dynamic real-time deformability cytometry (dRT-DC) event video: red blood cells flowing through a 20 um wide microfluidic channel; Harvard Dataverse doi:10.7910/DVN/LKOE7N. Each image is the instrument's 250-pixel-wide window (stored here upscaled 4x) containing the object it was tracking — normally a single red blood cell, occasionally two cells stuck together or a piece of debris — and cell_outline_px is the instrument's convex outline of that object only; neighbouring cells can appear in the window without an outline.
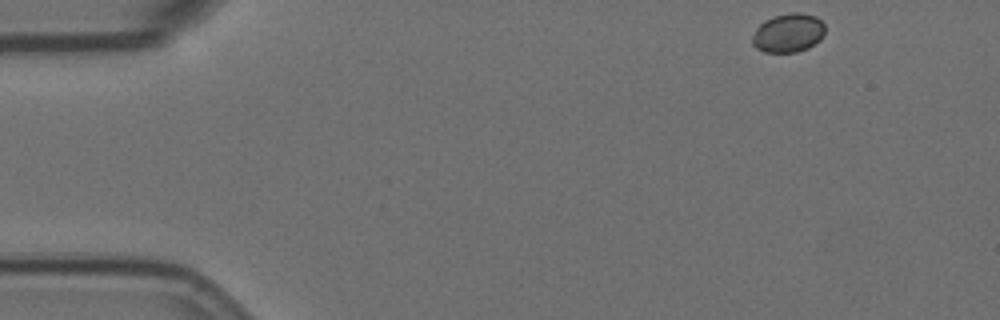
{"species": "Egyptian fruit bat (a non-hibernating species)", "species_latin": "Rousettus aegyptiacus", "temperature_condition": "room temperature", "stored_images_in_passage": 52, "camera_frame_rate_fps": 3000, "um_per_image_px": 0.085, "animal": {"sex": "female"}, "frame": {"image": 1, "passage_image": 1, "time_ms": 0.0, "image_size_px": [1000, 320], "cell_outline_px": [[824, 32], [820, 40], [808, 48], [796, 52], [764, 52], [756, 48], [752, 44], [752, 36], [756, 28], [764, 20], [776, 16], [792, 12], [800, 12], [816, 16], [824, 24]], "centroid_in_image_um": [66.99, 2.8], "position_along_channel_um": 18.0, "area_um2": 16.47}}
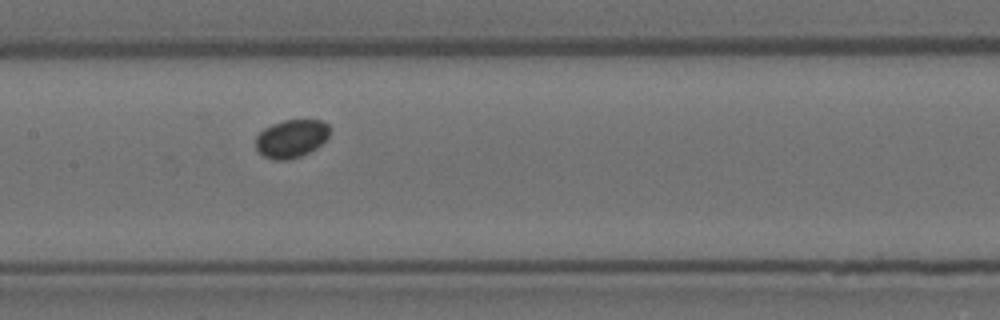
{"frame": {"image": 2, "passage_image": 23, "time_ms": 7.333, "image_size_px": [1000, 320], "cell_outline_px": [[328, 136], [316, 148], [300, 156], [288, 160], [276, 160], [264, 156], [256, 148], [256, 136], [264, 128], [272, 124], [284, 120], [324, 120], [328, 124]], "centroid_in_image_um": [24.75, 11.77], "position_along_channel_um": 182.7, "area_um2": 16.24}}
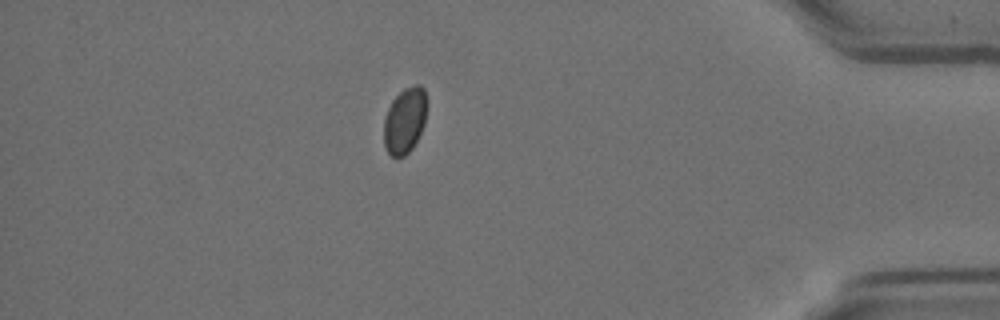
{"frame": {"image": 3, "passage_image": 45, "time_ms": 14.667, "image_size_px": [1000, 320], "cell_outline_px": [[428, 104], [424, 124], [412, 148], [404, 156], [392, 156], [388, 152], [384, 144], [384, 120], [388, 108], [392, 100], [404, 88], [416, 84], [420, 84], [424, 88], [428, 100]], "centroid_in_image_um": [34.43, 10.19], "position_along_channel_um": 400.8, "area_um2": 16.59}}